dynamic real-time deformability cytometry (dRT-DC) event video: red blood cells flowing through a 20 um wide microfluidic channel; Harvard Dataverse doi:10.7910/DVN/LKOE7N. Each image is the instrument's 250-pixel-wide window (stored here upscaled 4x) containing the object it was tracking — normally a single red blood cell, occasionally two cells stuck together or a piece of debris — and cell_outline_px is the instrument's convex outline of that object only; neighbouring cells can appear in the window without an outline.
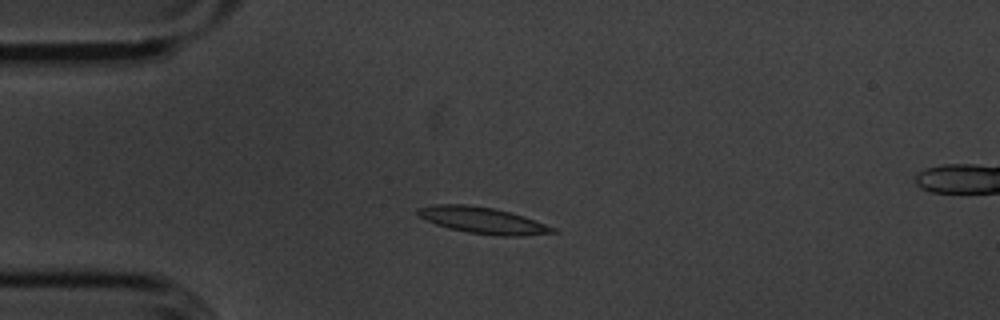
{"species": "common noctule bat (a hibernating species)", "species_latin": "Nyctalus noctula", "temperature_condition": "cold", "stored_images_in_passage": 45, "camera_frame_rate_fps": 3000, "um_per_image_px": 0.085, "animal": {"sex": "male", "body_mass_g": 20.1, "forearm_length_mm": 53.5}, "frame": {"image": 1, "passage_image": 2, "time_ms": 0.333, "image_size_px": [1000, 320], "cell_outline_px": [[556, 232], [520, 236], [500, 236], [468, 232], [448, 228], [436, 224], [420, 216], [416, 212], [416, 208], [436, 204], [464, 204], [496, 208], [524, 216], [556, 228]], "centroid_in_image_um": [41.03, 18.72], "position_along_channel_um": 44.0, "area_um2": 20.63}}
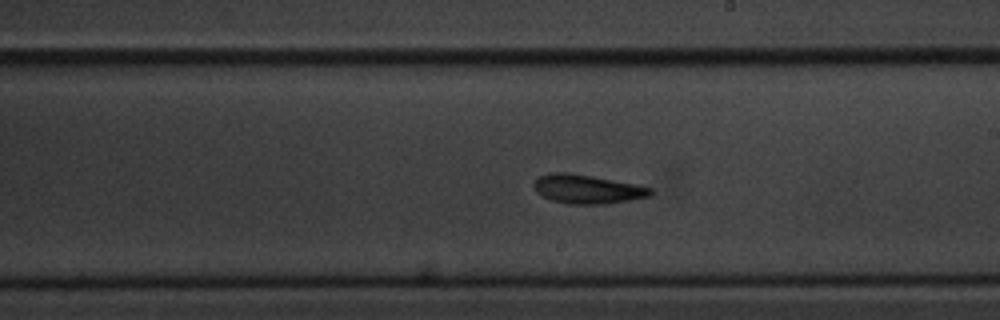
{"frame": {"image": 2, "passage_image": 20, "time_ms": 6.333, "image_size_px": [1000, 320], "cell_outline_px": [[652, 192], [648, 196], [608, 204], [568, 204], [552, 200], [540, 196], [536, 192], [532, 184], [540, 176], [552, 172], [564, 172], [592, 176], [652, 188]], "centroid_in_image_um": [49.84, 16.08], "position_along_channel_um": 239.2, "area_um2": 19.42}}
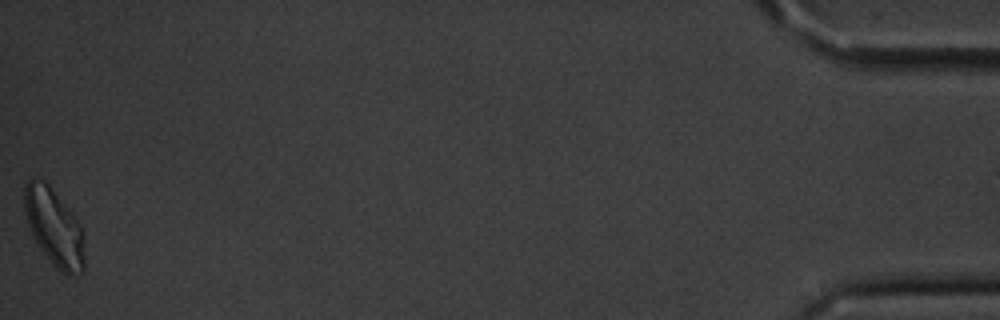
{"frame": {"image": 3, "passage_image": 44, "time_ms": 14.333, "image_size_px": [1000, 320], "cell_outline_px": [[84, 272], [72, 276], [68, 276], [40, 248], [28, 224], [24, 212], [24, 184], [28, 176], [36, 176], [44, 180], [48, 184], [76, 220], [84, 236]], "centroid_in_image_um": [4.58, 19.25], "position_along_channel_um": 430.6, "area_um2": 26.53}}